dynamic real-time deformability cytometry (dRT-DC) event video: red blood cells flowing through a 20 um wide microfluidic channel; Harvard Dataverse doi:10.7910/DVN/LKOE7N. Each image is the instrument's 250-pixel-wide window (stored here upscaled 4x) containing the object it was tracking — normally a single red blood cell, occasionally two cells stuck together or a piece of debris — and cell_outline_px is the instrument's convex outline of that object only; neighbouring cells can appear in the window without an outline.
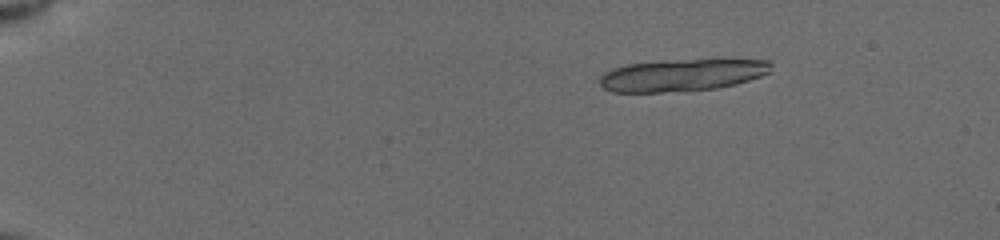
{"species": "common noctule bat (a hibernating species)", "species_latin": "Nyctalus noctula", "temperature_condition": "cold", "stored_images_in_passage": 17, "camera_frame_rate_fps": 3000, "um_per_image_px": 0.085, "animal": {"sex": "female", "body_mass_g": 19.5, "forearm_length_mm": 54.1}, "frame": {"image": 1, "passage_image": 1, "time_ms": 0.0, "image_size_px": [1000, 240], "cell_outline_px": [[772, 72], [736, 84], [716, 88], [660, 92], [612, 92], [604, 88], [600, 84], [600, 76], [604, 72], [612, 68], [628, 64], [672, 60], [768, 60], [772, 64]], "centroid_in_image_um": [57.96, 6.38], "position_along_channel_um": 27.0, "area_um2": 31.79}}